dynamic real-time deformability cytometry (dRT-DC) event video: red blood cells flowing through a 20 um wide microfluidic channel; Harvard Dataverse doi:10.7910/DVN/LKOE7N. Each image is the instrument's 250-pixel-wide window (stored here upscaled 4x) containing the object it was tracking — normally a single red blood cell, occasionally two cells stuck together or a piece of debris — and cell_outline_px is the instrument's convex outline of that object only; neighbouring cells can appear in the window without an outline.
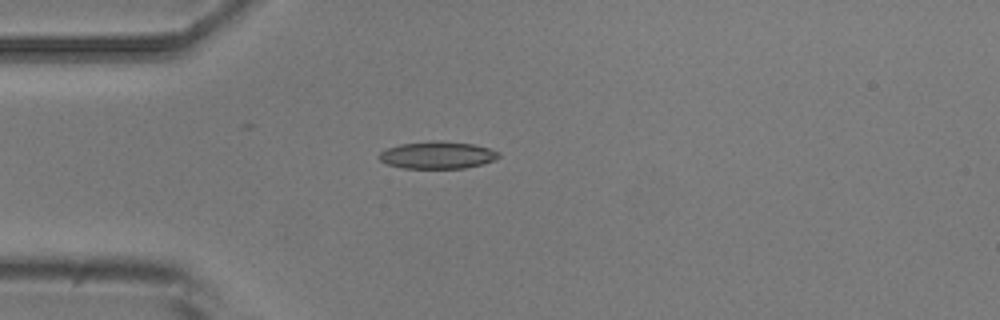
{"species": "common noctule bat (a hibernating species)", "species_latin": "Nyctalus noctula", "temperature_condition": "room temperature", "stored_images_in_passage": 3, "camera_frame_rate_fps": 3000, "um_per_image_px": 0.085, "animal": {"sex": "male", "body_mass_g": 20.5, "forearm_length_mm": 52.5}, "frame": {"image": 1, "passage_image": 2, "time_ms": 1.333, "image_size_px": [1000, 320], "cell_outline_px": [[500, 156], [484, 164], [464, 168], [404, 168], [388, 164], [380, 160], [380, 152], [388, 148], [400, 144], [432, 140], [440, 140], [472, 144], [488, 148], [500, 152]], "centroid_in_image_um": [37.2, 13.17], "position_along_channel_um": 47.8, "area_um2": 18.9}}